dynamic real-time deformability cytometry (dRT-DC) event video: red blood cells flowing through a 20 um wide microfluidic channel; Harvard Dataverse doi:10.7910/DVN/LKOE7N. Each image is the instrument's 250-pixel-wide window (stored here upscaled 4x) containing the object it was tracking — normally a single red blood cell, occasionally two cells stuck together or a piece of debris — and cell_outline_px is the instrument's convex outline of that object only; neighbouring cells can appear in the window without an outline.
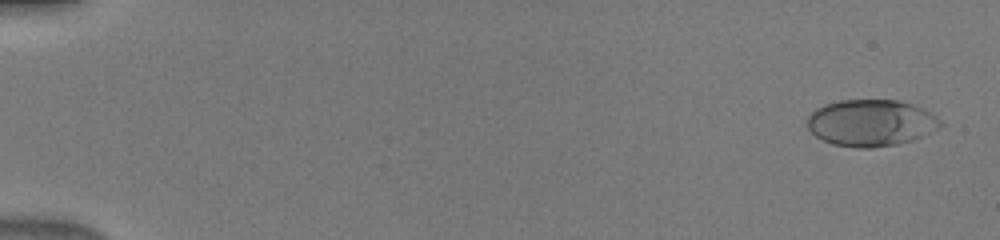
{"species": "human", "species_latin": "Homo sapiens", "temperature_condition": "warm", "stored_images_in_passage": 50, "camera_frame_rate_fps": 3000, "um_per_image_px": 0.085, "donor": {"sex": "male"}, "frame": {"image": 1, "passage_image": 2, "time_ms": 0.333, "image_size_px": [1000, 240], "cell_outline_px": [[944, 124], [912, 140], [896, 144], [872, 148], [856, 148], [832, 144], [816, 136], [808, 128], [808, 116], [816, 108], [824, 104], [840, 100], [900, 100], [912, 104], [928, 112], [940, 120]], "centroid_in_image_um": [73.98, 10.44], "position_along_channel_um": 11.0, "area_um2": 35.84}}
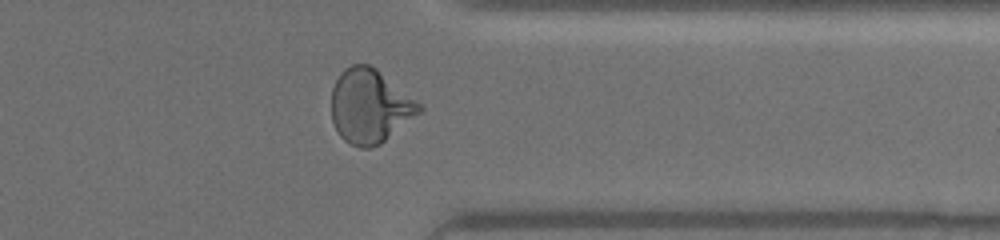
{"frame": {"image": 2, "passage_image": 41, "time_ms": 13.333, "image_size_px": [1000, 240], "cell_outline_px": [[424, 108], [420, 112], [380, 144], [372, 148], [360, 148], [348, 144], [340, 136], [332, 120], [332, 88], [340, 72], [344, 68], [352, 64], [368, 64], [376, 68], [416, 100]], "centroid_in_image_um": [31.41, 9.03], "position_along_channel_um": 380.0, "area_um2": 37.63}}
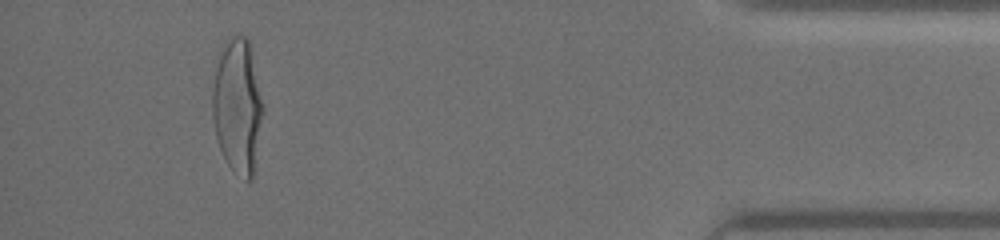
{"frame": {"image": 3, "passage_image": 47, "time_ms": 15.333, "image_size_px": [1000, 240], "cell_outline_px": [[264, 112], [252, 176], [248, 180], [244, 180], [232, 172], [220, 148], [216, 136], [212, 116], [212, 92], [216, 56], [228, 36], [244, 36], [248, 40], [264, 108]], "centroid_in_image_um": [20.16, 8.99], "position_along_channel_um": 415.0, "area_um2": 39.77}}